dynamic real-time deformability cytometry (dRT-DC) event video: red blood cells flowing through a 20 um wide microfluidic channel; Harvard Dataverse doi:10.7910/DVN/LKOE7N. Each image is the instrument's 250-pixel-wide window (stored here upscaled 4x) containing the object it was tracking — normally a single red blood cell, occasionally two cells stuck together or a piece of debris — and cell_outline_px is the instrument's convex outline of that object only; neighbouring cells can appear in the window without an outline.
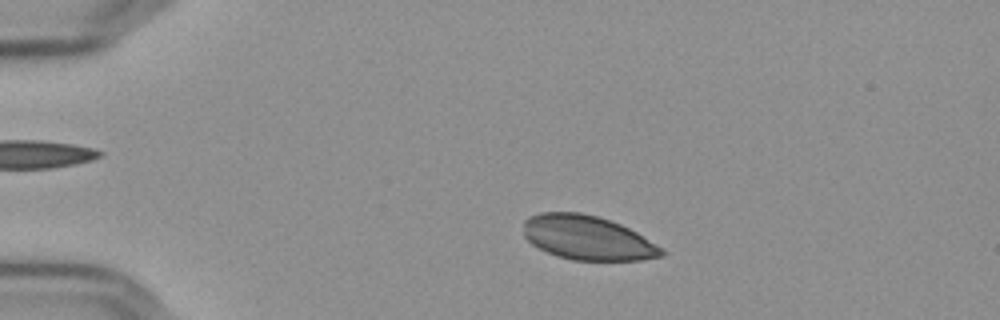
{"species": "Egyptian fruit bat (a non-hibernating species)", "species_latin": "Rousettus aegyptiacus", "temperature_condition": "cold", "stored_images_in_passage": 46, "camera_frame_rate_fps": 3000, "um_per_image_px": 0.085, "frame": {"image": 1, "passage_image": 2, "time_ms": 0.333, "image_size_px": [1000, 320], "cell_outline_px": [[664, 256], [644, 260], [572, 260], [556, 256], [532, 244], [524, 236], [524, 220], [528, 216], [540, 212], [580, 212], [596, 216], [620, 224], [636, 232], [660, 248], [664, 252]], "centroid_in_image_um": [49.89, 20.21], "position_along_channel_um": 35.1, "area_um2": 35.37}}
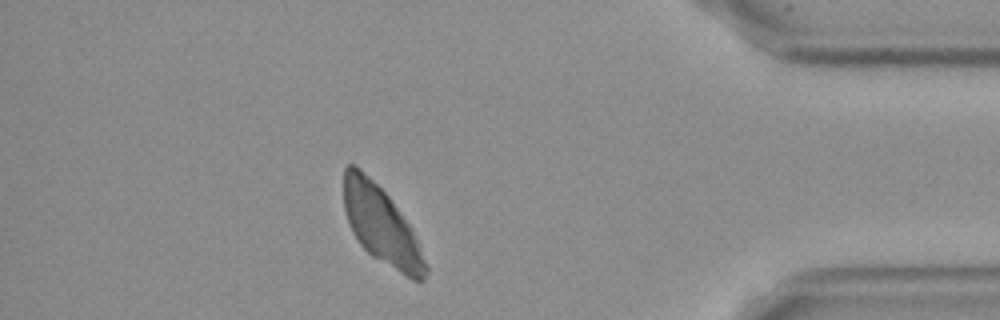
{"frame": {"image": 2, "passage_image": 40, "time_ms": 13.0, "image_size_px": [1000, 320], "cell_outline_px": [[428, 272], [424, 280], [412, 280], [404, 276], [372, 256], [360, 244], [352, 232], [348, 224], [344, 212], [344, 168], [348, 164], [352, 164], [360, 168], [388, 196], [408, 224], [416, 240], [428, 268]], "centroid_in_image_um": [32.38, 19.18], "position_along_channel_um": 402.8, "area_um2": 36.41}}